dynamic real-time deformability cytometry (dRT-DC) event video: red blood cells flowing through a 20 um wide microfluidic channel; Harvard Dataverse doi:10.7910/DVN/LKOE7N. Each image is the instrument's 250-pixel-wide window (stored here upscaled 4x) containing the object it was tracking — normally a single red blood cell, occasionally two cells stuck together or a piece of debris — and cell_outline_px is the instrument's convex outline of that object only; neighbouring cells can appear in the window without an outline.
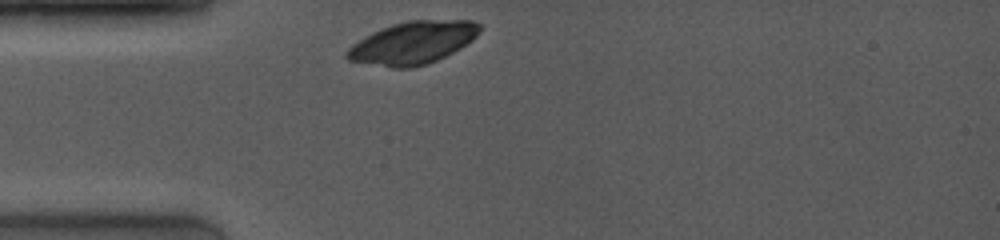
{"species": "common noctule bat (a hibernating species)", "species_latin": "Nyctalus noctula", "temperature_condition": "room temperature", "stored_images_in_passage": 1, "camera_frame_rate_fps": 4000, "um_per_image_px": 0.085, "animal": {"sex": "female", "body_mass_g": 19.0, "forearm_length_mm": 53.3}, "frame": {"image": 1, "passage_image": 1, "time_ms": 0.0, "image_size_px": [1000, 240], "cell_outline_px": [[480, 32], [472, 40], [460, 48], [428, 64], [412, 68], [392, 68], [348, 60], [344, 56], [344, 52], [352, 44], [364, 36], [380, 28], [392, 24], [408, 20], [472, 20], [480, 24]], "centroid_in_image_um": [35.06, 3.63], "position_along_channel_um": 49.9, "area_um2": 33.06}}